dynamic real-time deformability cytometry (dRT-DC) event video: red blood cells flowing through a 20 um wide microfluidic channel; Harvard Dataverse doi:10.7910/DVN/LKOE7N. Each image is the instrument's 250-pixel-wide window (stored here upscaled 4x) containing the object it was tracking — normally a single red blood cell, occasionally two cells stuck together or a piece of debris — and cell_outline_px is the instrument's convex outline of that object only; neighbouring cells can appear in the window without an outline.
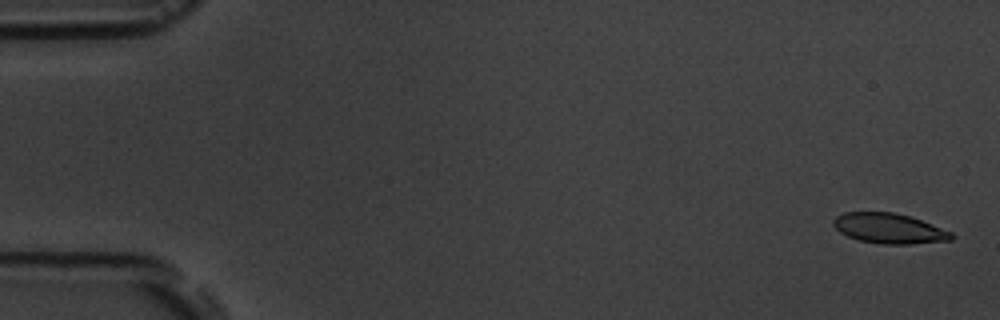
{"species": "common noctule bat (a hibernating species)", "species_latin": "Nyctalus noctula", "temperature_condition": "room temperature", "stored_images_in_passage": 5, "camera_frame_rate_fps": 3000, "um_per_image_px": 0.085, "animal": {"sex": "male", "body_mass_g": 19.5, "forearm_length_mm": 54.6}, "frame": {"image": 1, "passage_image": 1, "time_ms": 0.0, "image_size_px": [1000, 320], "cell_outline_px": [[956, 236], [952, 240], [912, 244], [880, 244], [860, 240], [848, 236], [840, 232], [832, 224], [832, 220], [836, 216], [844, 212], [892, 212], [908, 216], [920, 220], [952, 232]], "centroid_in_image_um": [75.57, 19.42], "position_along_channel_um": 9.4, "area_um2": 20.69}}
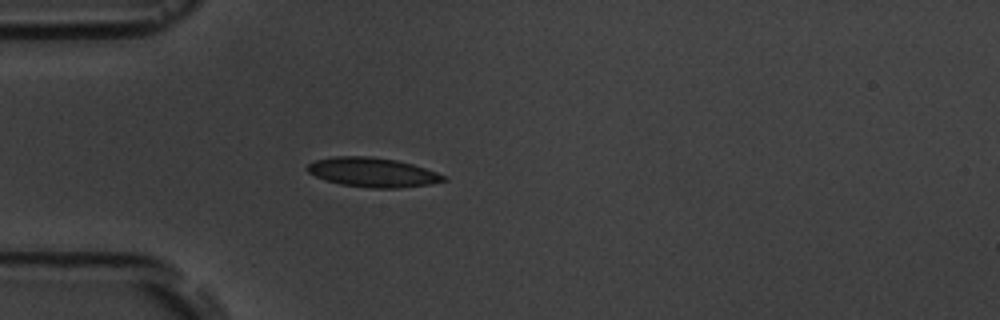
{"frame": {"image": 2, "passage_image": 5, "time_ms": 4.667, "image_size_px": [1000, 320], "cell_outline_px": [[448, 180], [428, 184], [400, 188], [372, 188], [340, 184], [324, 180], [308, 172], [304, 168], [308, 164], [316, 160], [332, 156], [368, 156], [396, 160], [412, 164], [448, 176]], "centroid_in_image_um": [31.66, 14.65], "position_along_channel_um": 53.3, "area_um2": 23.35}}